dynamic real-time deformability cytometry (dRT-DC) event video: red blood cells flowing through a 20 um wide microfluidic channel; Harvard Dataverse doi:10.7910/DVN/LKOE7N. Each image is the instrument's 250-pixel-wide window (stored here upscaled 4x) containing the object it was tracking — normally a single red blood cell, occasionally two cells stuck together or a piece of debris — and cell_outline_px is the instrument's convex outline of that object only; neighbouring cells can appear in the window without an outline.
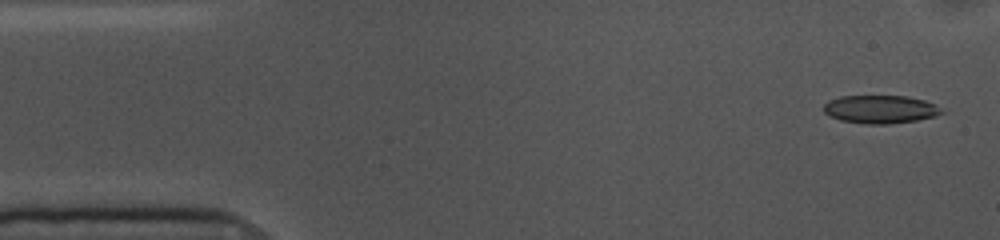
{"species": "common noctule bat (a hibernating species)", "species_latin": "Nyctalus noctula", "temperature_condition": "cold", "stored_images_in_passage": 54, "camera_frame_rate_fps": 3000, "um_per_image_px": 0.085, "animal": {"sex": "female", "body_mass_g": 10.0, "forearm_length_mm": 53.1}, "frame": {"image": 1, "passage_image": 2, "time_ms": 0.333, "image_size_px": [1000, 240], "cell_outline_px": [[948, 112], [936, 116], [916, 120], [888, 124], [864, 124], [840, 120], [828, 116], [824, 112], [824, 104], [828, 100], [840, 96], [908, 96], [924, 100], [936, 104]], "centroid_in_image_um": [74.86, 9.29], "position_along_channel_um": 10.1, "area_um2": 19.65}}
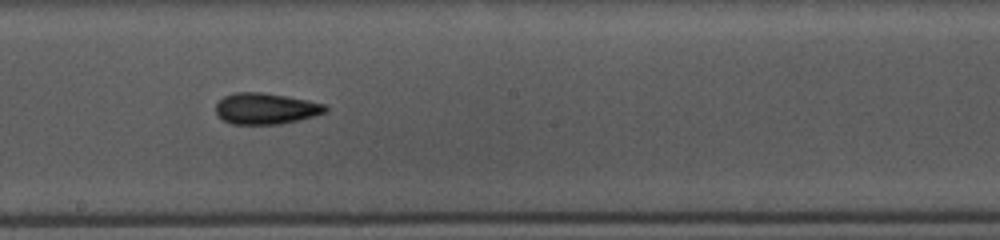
{"frame": {"image": 2, "passage_image": 28, "time_ms": 9.0, "image_size_px": [1000, 240], "cell_outline_px": [[328, 112], [316, 116], [300, 120], [280, 124], [232, 124], [216, 116], [216, 104], [224, 96], [236, 92], [260, 92], [308, 100], [324, 104], [328, 108]], "centroid_in_image_um": [22.61, 9.24], "position_along_channel_um": 225.6, "area_um2": 20.0}}
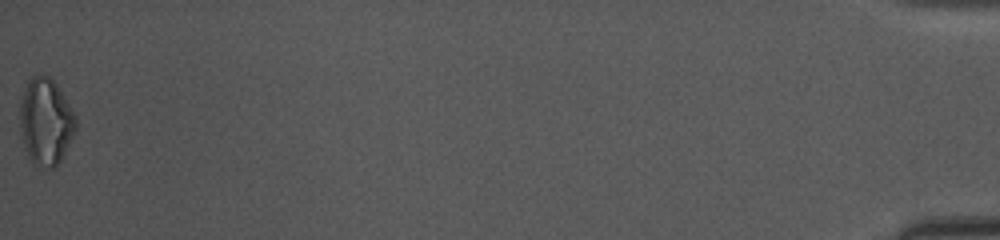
{"frame": {"image": 3, "passage_image": 54, "time_ms": 17.667, "image_size_px": [1000, 240], "cell_outline_px": [[76, 128], [60, 160], [52, 168], [48, 168], [32, 164], [24, 148], [20, 132], [20, 104], [24, 88], [28, 80], [32, 76], [48, 76], [56, 84], [76, 116]], "centroid_in_image_um": [3.85, 10.35], "position_along_channel_um": 431.3, "area_um2": 27.92}, "authors_computed_cell_mechanics": {"area_um2": 19.8832, "velocity_mm_per_s": 3.6076, "shape_relaxation_time_tau1_ms": null, "shape_relaxation_time_tau2_ms": 6.6502, "deformation_change_tau1": null, "deformation_change_tau2": 0.1539}}